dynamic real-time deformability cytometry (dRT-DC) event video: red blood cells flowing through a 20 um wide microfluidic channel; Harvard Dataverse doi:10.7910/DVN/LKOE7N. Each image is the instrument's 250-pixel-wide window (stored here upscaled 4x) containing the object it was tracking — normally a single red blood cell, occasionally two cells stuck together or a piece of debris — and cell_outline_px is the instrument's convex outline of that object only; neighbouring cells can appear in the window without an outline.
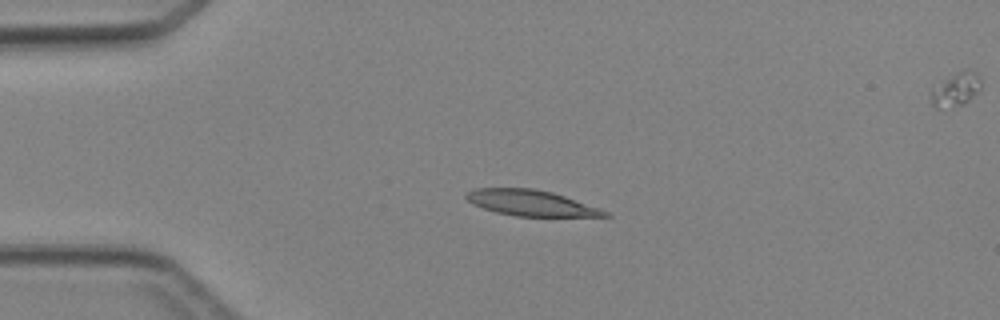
{"species": "Egyptian fruit bat (a non-hibernating species)", "species_latin": "Rousettus aegyptiacus", "temperature_condition": "cold", "stored_images_in_passage": 4, "camera_frame_rate_fps": 3000, "um_per_image_px": 0.085, "animal": {"sex": "female"}, "frame": {"image": 1, "passage_image": 2, "time_ms": 1.333, "image_size_px": [1000, 320], "cell_outline_px": [[612, 216], [516, 216], [496, 212], [472, 204], [464, 196], [468, 192], [476, 188], [532, 188], [552, 192], [564, 196], [608, 212]], "centroid_in_image_um": [45.08, 17.25], "position_along_channel_um": 39.9, "area_um2": 20.4}}